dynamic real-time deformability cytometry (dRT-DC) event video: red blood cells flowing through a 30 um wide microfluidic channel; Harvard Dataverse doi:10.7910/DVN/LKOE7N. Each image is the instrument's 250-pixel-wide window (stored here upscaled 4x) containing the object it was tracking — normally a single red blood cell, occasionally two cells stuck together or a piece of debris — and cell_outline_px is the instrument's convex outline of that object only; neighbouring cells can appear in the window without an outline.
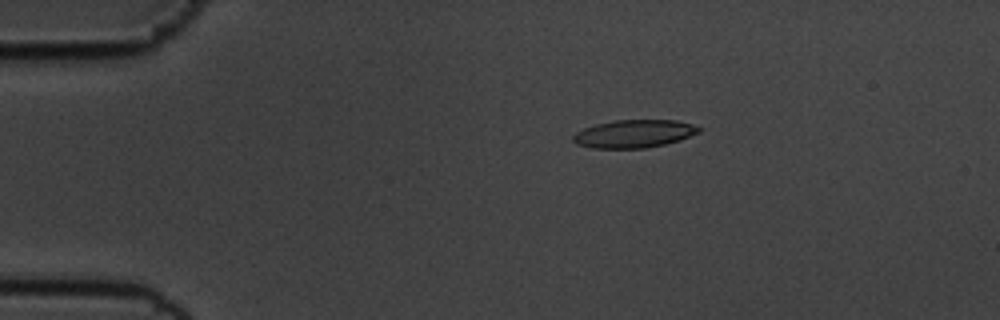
{"species": "common noctule bat (a hibernating species)", "species_latin": "Nyctalus noctula", "temperature_condition": "cold", "stored_images_in_passage": 46, "camera_frame_rate_fps": 3000, "um_per_image_px": 0.085, "animal": {"sex": "male", "body_mass_g": 19.5, "forearm_length_mm": 54.6}, "frame": {"image": 1, "passage_image": 1, "time_ms": 0.0, "image_size_px": [1000, 320], "cell_outline_px": [[700, 132], [680, 140], [664, 144], [644, 148], [592, 148], [576, 144], [572, 140], [572, 136], [576, 132], [584, 128], [596, 124], [616, 120], [676, 120], [692, 124], [700, 128]], "centroid_in_image_um": [53.87, 11.37], "position_along_channel_um": 31.1, "area_um2": 20.4}}
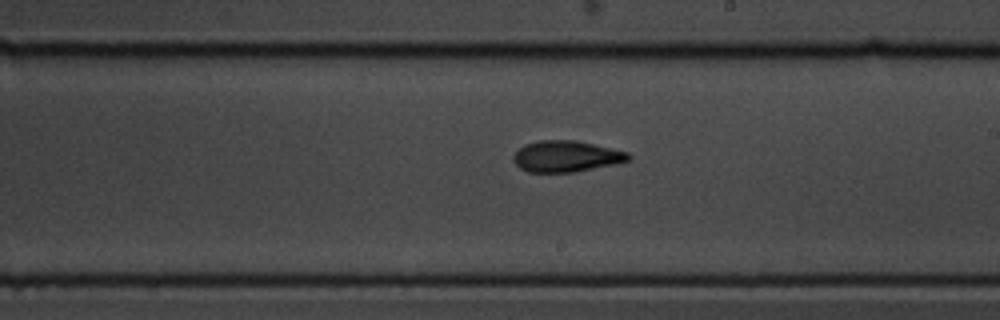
{"frame": {"image": 2, "passage_image": 23, "time_ms": 7.333, "image_size_px": [1000, 320], "cell_outline_px": [[632, 156], [628, 160], [612, 164], [576, 172], [528, 172], [520, 168], [512, 160], [512, 156], [524, 144], [540, 140], [576, 140], [612, 148], [628, 152]], "centroid_in_image_um": [48.1, 13.28], "position_along_channel_um": 240.9, "area_um2": 20.87}}
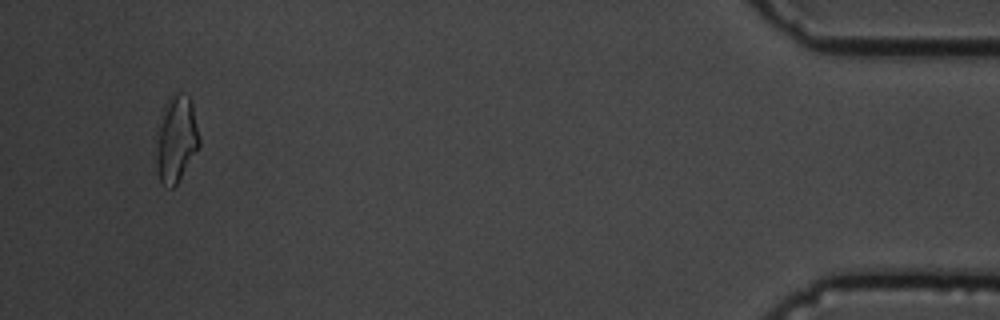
{"frame": {"image": 3, "passage_image": 44, "time_ms": 14.333, "image_size_px": [1000, 320], "cell_outline_px": [[200, 144], [176, 184], [172, 188], [160, 180], [156, 168], [156, 148], [164, 104], [168, 96], [172, 92], [176, 92], [188, 96], [192, 100], [200, 136]], "centroid_in_image_um": [15.0, 11.75], "position_along_channel_um": 420.2, "area_um2": 21.44}, "authors_computed_cell_mechanics": {"area_um2": 20.6924, "velocity_mm_per_s": 3.5759, "shape_relaxation_time_tau1_ms": 4.4878, "shape_relaxation_time_tau2_ms": 3.2009, "deformation_change_tau1": 0.1559, "deformation_change_tau2": 0.1204}}